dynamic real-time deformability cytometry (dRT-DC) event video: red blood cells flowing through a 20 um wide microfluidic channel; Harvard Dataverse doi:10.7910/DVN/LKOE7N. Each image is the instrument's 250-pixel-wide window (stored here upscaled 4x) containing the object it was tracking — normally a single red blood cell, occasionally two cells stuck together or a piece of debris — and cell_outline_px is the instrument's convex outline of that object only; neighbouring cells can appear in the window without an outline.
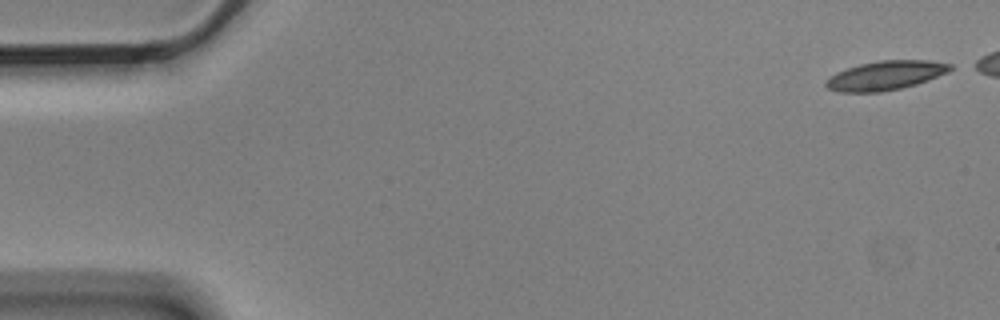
{"species": "Egyptian fruit bat (a non-hibernating species)", "species_latin": "Rousettus aegyptiacus", "temperature_condition": "cold", "stored_images_in_passage": 6, "camera_frame_rate_fps": 3000, "um_per_image_px": 0.085, "animal": {"sex": "male"}, "frame": {"image": 1, "passage_image": 1, "time_ms": 0.0, "image_size_px": [1000, 320], "cell_outline_px": [[952, 68], [948, 72], [928, 80], [916, 84], [900, 88], [880, 92], [836, 92], [828, 88], [824, 84], [836, 72], [860, 64], [880, 60], [928, 60], [952, 64]], "centroid_in_image_um": [75.28, 6.41], "position_along_channel_um": 9.7, "area_um2": 20.92}}